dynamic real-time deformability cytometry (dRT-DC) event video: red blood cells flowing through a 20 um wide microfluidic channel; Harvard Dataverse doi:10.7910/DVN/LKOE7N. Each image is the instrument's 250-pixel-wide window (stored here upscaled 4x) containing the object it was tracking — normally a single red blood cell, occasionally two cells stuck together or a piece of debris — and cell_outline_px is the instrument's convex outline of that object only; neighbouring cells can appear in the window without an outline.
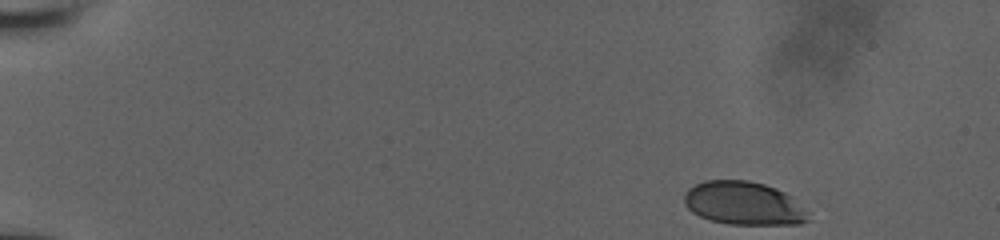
{"species": "human", "species_latin": "Homo sapiens", "temperature_condition": "room temperature", "stored_images_in_passage": 17, "camera_frame_rate_fps": 3000, "um_per_image_px": 0.085, "donor": {"sex": "male"}, "frame": {"image": 1, "passage_image": 1, "time_ms": 0.0, "image_size_px": [1000, 240], "cell_outline_px": [[808, 220], [800, 224], [728, 224], [712, 220], [700, 216], [692, 212], [684, 204], [684, 196], [688, 188], [704, 180], [748, 180], [764, 184], [776, 188], [792, 196], [808, 212]], "centroid_in_image_um": [63.21, 17.27], "position_along_channel_um": 21.8, "area_um2": 31.33}}
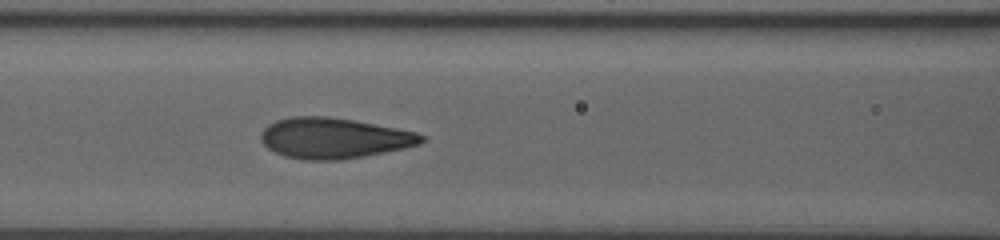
{"frame": {"image": 2, "passage_image": 15, "time_ms": 6.333, "image_size_px": [1000, 240], "cell_outline_px": [[428, 140], [420, 144], [404, 148], [364, 156], [340, 160], [304, 160], [284, 156], [268, 148], [260, 140], [260, 132], [268, 124], [276, 120], [292, 116], [328, 116], [356, 120], [416, 132], [428, 136]], "centroid_in_image_um": [28.4, 11.73], "position_along_channel_um": 138.2, "area_um2": 38.38}}
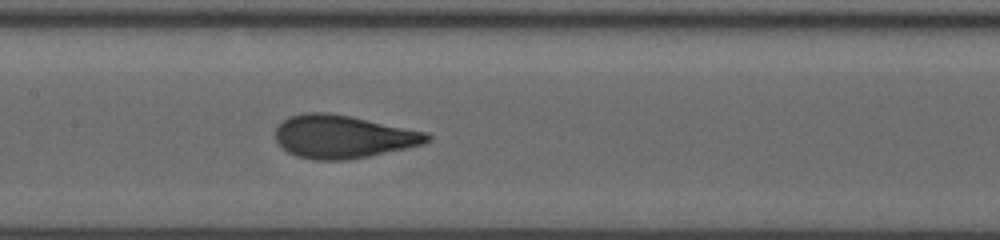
{"frame": {"image": 3, "passage_image": 17, "time_ms": 7.333, "image_size_px": [1000, 240], "cell_outline_px": [[432, 140], [424, 144], [368, 156], [348, 160], [312, 160], [296, 156], [288, 152], [276, 140], [276, 124], [288, 116], [304, 112], [328, 112], [428, 132], [432, 136]], "centroid_in_image_um": [29.14, 11.61], "position_along_channel_um": 178.3, "area_um2": 38.15}}